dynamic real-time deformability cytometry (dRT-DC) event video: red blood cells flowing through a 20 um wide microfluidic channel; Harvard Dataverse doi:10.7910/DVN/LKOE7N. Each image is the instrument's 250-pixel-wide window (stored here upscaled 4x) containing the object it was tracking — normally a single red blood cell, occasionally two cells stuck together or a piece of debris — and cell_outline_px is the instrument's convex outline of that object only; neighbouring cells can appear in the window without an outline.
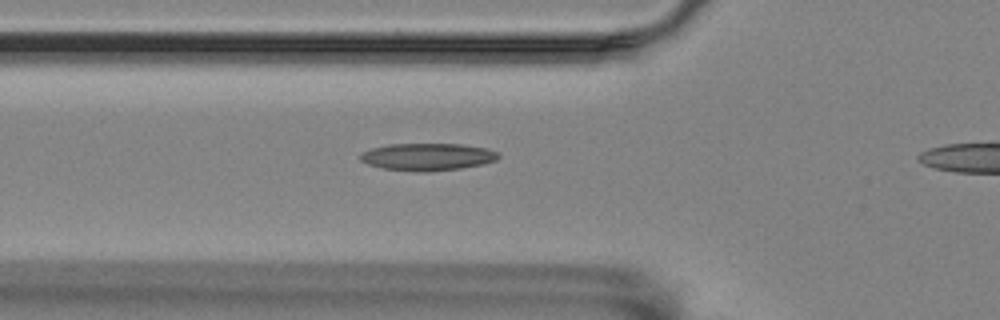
{"species": "Egyptian fruit bat (a non-hibernating species)", "species_latin": "Rousettus aegyptiacus", "temperature_condition": "room temperature", "stored_images_in_passage": 40, "camera_frame_rate_fps": 3000, "um_per_image_px": 0.085, "animal": {"sex": "female"}, "frame": {"image": 1, "passage_image": 13, "time_ms": 4.0, "image_size_px": [1000, 320], "cell_outline_px": [[500, 156], [496, 160], [480, 164], [460, 168], [428, 172], [412, 172], [384, 168], [368, 164], [360, 160], [360, 152], [372, 148], [388, 144], [464, 144], [488, 148], [496, 152]], "centroid_in_image_um": [36.31, 13.33], "position_along_channel_um": 89.5, "area_um2": 22.02}}
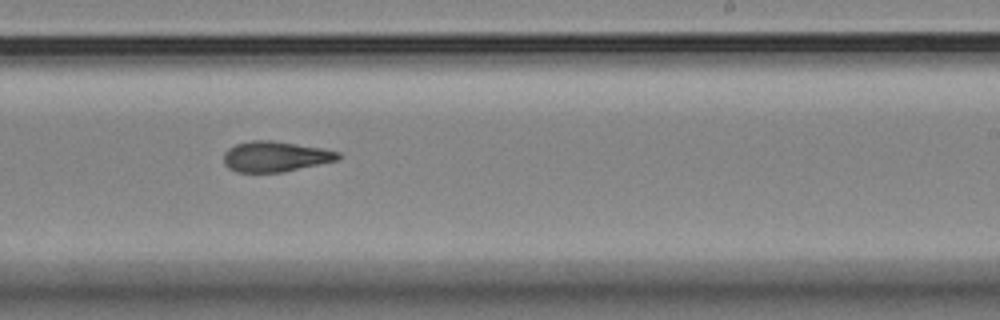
{"frame": {"image": 2, "passage_image": 28, "time_ms": 9.0, "image_size_px": [1000, 320], "cell_outline_px": [[340, 160], [284, 172], [236, 172], [228, 168], [224, 164], [224, 152], [228, 148], [236, 144], [252, 140], [272, 140], [320, 148], [340, 152]], "centroid_in_image_um": [23.4, 13.31], "position_along_channel_um": 265.6, "area_um2": 20.4}}
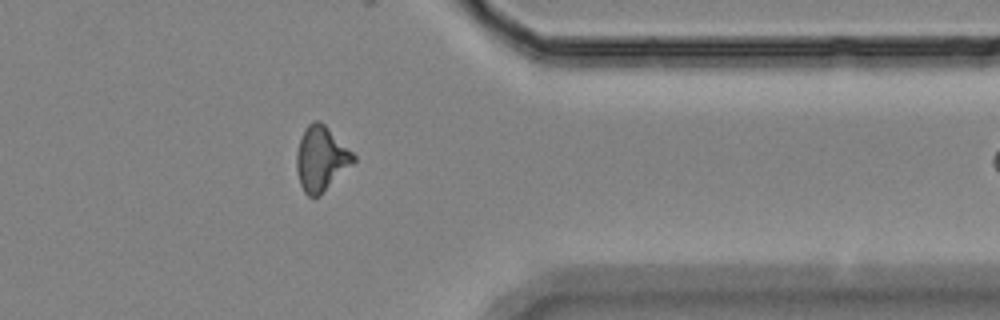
{"frame": {"image": 3, "passage_image": 39, "time_ms": 12.667, "image_size_px": [1000, 320], "cell_outline_px": [[356, 160], [320, 196], [308, 196], [304, 192], [300, 184], [296, 168], [296, 152], [300, 140], [308, 124], [312, 120], [320, 120], [356, 156]], "centroid_in_image_um": [27.28, 13.5], "position_along_channel_um": 384.1, "area_um2": 21.21}}